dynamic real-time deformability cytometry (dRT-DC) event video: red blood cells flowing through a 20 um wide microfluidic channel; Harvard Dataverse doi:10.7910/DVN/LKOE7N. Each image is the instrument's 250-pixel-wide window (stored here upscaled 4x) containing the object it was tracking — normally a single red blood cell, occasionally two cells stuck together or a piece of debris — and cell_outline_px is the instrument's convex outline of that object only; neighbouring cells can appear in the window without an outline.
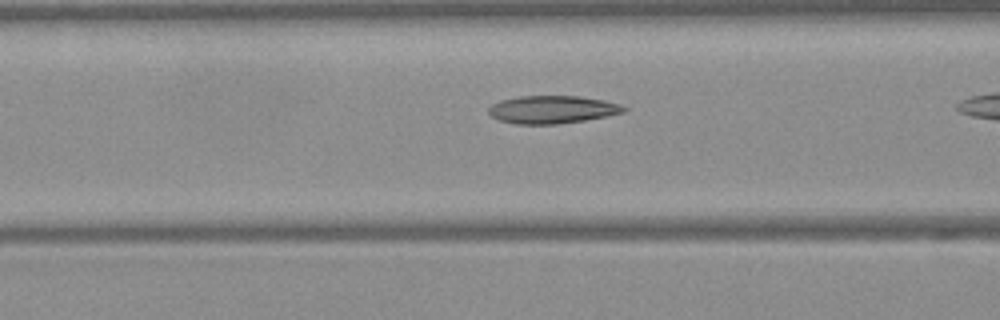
{"species": "Egyptian fruit bat (a non-hibernating species)", "species_latin": "Rousettus aegyptiacus", "temperature_condition": "warm", "stored_images_in_passage": 17, "camera_frame_rate_fps": 3000, "um_per_image_px": 0.085, "frame": {"image": 1, "passage_image": 15, "time_ms": 4.667, "image_size_px": [1000, 320], "cell_outline_px": [[628, 108], [624, 112], [584, 120], [556, 124], [516, 124], [500, 120], [492, 116], [488, 112], [488, 108], [492, 104], [500, 100], [520, 96], [580, 96], [604, 100], [620, 104]], "centroid_in_image_um": [46.93, 9.3], "position_along_channel_um": 119.7, "area_um2": 21.79}}